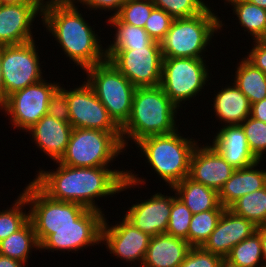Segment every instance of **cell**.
Instances as JSON below:
<instances>
[{
	"instance_id": "obj_38",
	"label": "cell",
	"mask_w": 266,
	"mask_h": 267,
	"mask_svg": "<svg viewBox=\"0 0 266 267\" xmlns=\"http://www.w3.org/2000/svg\"><path fill=\"white\" fill-rule=\"evenodd\" d=\"M173 20L174 18L164 10L154 7L144 29L154 41L160 42L170 29Z\"/></svg>"
},
{
	"instance_id": "obj_47",
	"label": "cell",
	"mask_w": 266,
	"mask_h": 267,
	"mask_svg": "<svg viewBox=\"0 0 266 267\" xmlns=\"http://www.w3.org/2000/svg\"><path fill=\"white\" fill-rule=\"evenodd\" d=\"M4 102V82L2 77V70H1V45H0V106Z\"/></svg>"
},
{
	"instance_id": "obj_18",
	"label": "cell",
	"mask_w": 266,
	"mask_h": 267,
	"mask_svg": "<svg viewBox=\"0 0 266 267\" xmlns=\"http://www.w3.org/2000/svg\"><path fill=\"white\" fill-rule=\"evenodd\" d=\"M257 226L225 208L215 230L201 246L205 251L226 258L232 248L256 232Z\"/></svg>"
},
{
	"instance_id": "obj_43",
	"label": "cell",
	"mask_w": 266,
	"mask_h": 267,
	"mask_svg": "<svg viewBox=\"0 0 266 267\" xmlns=\"http://www.w3.org/2000/svg\"><path fill=\"white\" fill-rule=\"evenodd\" d=\"M250 117L266 123V98L251 104Z\"/></svg>"
},
{
	"instance_id": "obj_30",
	"label": "cell",
	"mask_w": 266,
	"mask_h": 267,
	"mask_svg": "<svg viewBox=\"0 0 266 267\" xmlns=\"http://www.w3.org/2000/svg\"><path fill=\"white\" fill-rule=\"evenodd\" d=\"M228 209L257 227L266 226V186L240 197Z\"/></svg>"
},
{
	"instance_id": "obj_12",
	"label": "cell",
	"mask_w": 266,
	"mask_h": 267,
	"mask_svg": "<svg viewBox=\"0 0 266 267\" xmlns=\"http://www.w3.org/2000/svg\"><path fill=\"white\" fill-rule=\"evenodd\" d=\"M105 55L136 88L160 85L163 61L161 47L105 50Z\"/></svg>"
},
{
	"instance_id": "obj_29",
	"label": "cell",
	"mask_w": 266,
	"mask_h": 267,
	"mask_svg": "<svg viewBox=\"0 0 266 267\" xmlns=\"http://www.w3.org/2000/svg\"><path fill=\"white\" fill-rule=\"evenodd\" d=\"M225 4L233 6V13L237 16L239 24L243 30L250 33L258 40L262 35L266 25V10L248 2L247 0H225Z\"/></svg>"
},
{
	"instance_id": "obj_8",
	"label": "cell",
	"mask_w": 266,
	"mask_h": 267,
	"mask_svg": "<svg viewBox=\"0 0 266 267\" xmlns=\"http://www.w3.org/2000/svg\"><path fill=\"white\" fill-rule=\"evenodd\" d=\"M21 193L29 206V220L32 222L39 244L53 230L72 227L88 208L75 202L57 201L44 194L32 181Z\"/></svg>"
},
{
	"instance_id": "obj_25",
	"label": "cell",
	"mask_w": 266,
	"mask_h": 267,
	"mask_svg": "<svg viewBox=\"0 0 266 267\" xmlns=\"http://www.w3.org/2000/svg\"><path fill=\"white\" fill-rule=\"evenodd\" d=\"M170 189L172 192H176V196L183 201L192 214L213 209H225L220 204L218 191L194 181L189 176Z\"/></svg>"
},
{
	"instance_id": "obj_40",
	"label": "cell",
	"mask_w": 266,
	"mask_h": 267,
	"mask_svg": "<svg viewBox=\"0 0 266 267\" xmlns=\"http://www.w3.org/2000/svg\"><path fill=\"white\" fill-rule=\"evenodd\" d=\"M48 114L63 122H69L68 99L61 85L51 95Z\"/></svg>"
},
{
	"instance_id": "obj_21",
	"label": "cell",
	"mask_w": 266,
	"mask_h": 267,
	"mask_svg": "<svg viewBox=\"0 0 266 267\" xmlns=\"http://www.w3.org/2000/svg\"><path fill=\"white\" fill-rule=\"evenodd\" d=\"M221 127L214 135L212 146L234 169H242L258 161L249 148L241 125Z\"/></svg>"
},
{
	"instance_id": "obj_50",
	"label": "cell",
	"mask_w": 266,
	"mask_h": 267,
	"mask_svg": "<svg viewBox=\"0 0 266 267\" xmlns=\"http://www.w3.org/2000/svg\"><path fill=\"white\" fill-rule=\"evenodd\" d=\"M258 40L266 42V25H265V29L263 31V35Z\"/></svg>"
},
{
	"instance_id": "obj_4",
	"label": "cell",
	"mask_w": 266,
	"mask_h": 267,
	"mask_svg": "<svg viewBox=\"0 0 266 267\" xmlns=\"http://www.w3.org/2000/svg\"><path fill=\"white\" fill-rule=\"evenodd\" d=\"M180 134L177 129L170 134L145 137L135 144L146 157V163L170 188L189 176L191 155L199 144Z\"/></svg>"
},
{
	"instance_id": "obj_44",
	"label": "cell",
	"mask_w": 266,
	"mask_h": 267,
	"mask_svg": "<svg viewBox=\"0 0 266 267\" xmlns=\"http://www.w3.org/2000/svg\"><path fill=\"white\" fill-rule=\"evenodd\" d=\"M256 232L260 235L262 255H263V264H264V267H266V226L257 227Z\"/></svg>"
},
{
	"instance_id": "obj_36",
	"label": "cell",
	"mask_w": 266,
	"mask_h": 267,
	"mask_svg": "<svg viewBox=\"0 0 266 267\" xmlns=\"http://www.w3.org/2000/svg\"><path fill=\"white\" fill-rule=\"evenodd\" d=\"M154 7L151 0H127L116 16L126 24L144 28Z\"/></svg>"
},
{
	"instance_id": "obj_3",
	"label": "cell",
	"mask_w": 266,
	"mask_h": 267,
	"mask_svg": "<svg viewBox=\"0 0 266 267\" xmlns=\"http://www.w3.org/2000/svg\"><path fill=\"white\" fill-rule=\"evenodd\" d=\"M179 109L164 93L160 86L137 87L132 101L129 119L121 127L124 148L128 141L137 143L152 135H164L175 132ZM176 119V120H175ZM128 139V140H126Z\"/></svg>"
},
{
	"instance_id": "obj_1",
	"label": "cell",
	"mask_w": 266,
	"mask_h": 267,
	"mask_svg": "<svg viewBox=\"0 0 266 267\" xmlns=\"http://www.w3.org/2000/svg\"><path fill=\"white\" fill-rule=\"evenodd\" d=\"M56 165L59 166L56 171L39 169L32 182L51 199L75 202L100 212L103 211L95 203V198L99 200V197H112L128 188L146 184L144 178L138 177L139 174L130 170L72 167L58 161Z\"/></svg>"
},
{
	"instance_id": "obj_39",
	"label": "cell",
	"mask_w": 266,
	"mask_h": 267,
	"mask_svg": "<svg viewBox=\"0 0 266 267\" xmlns=\"http://www.w3.org/2000/svg\"><path fill=\"white\" fill-rule=\"evenodd\" d=\"M222 257L205 251L200 247H191L184 261L178 267H219Z\"/></svg>"
},
{
	"instance_id": "obj_34",
	"label": "cell",
	"mask_w": 266,
	"mask_h": 267,
	"mask_svg": "<svg viewBox=\"0 0 266 267\" xmlns=\"http://www.w3.org/2000/svg\"><path fill=\"white\" fill-rule=\"evenodd\" d=\"M192 215L190 209L175 195L172 201L166 234L183 238L188 242V231Z\"/></svg>"
},
{
	"instance_id": "obj_48",
	"label": "cell",
	"mask_w": 266,
	"mask_h": 267,
	"mask_svg": "<svg viewBox=\"0 0 266 267\" xmlns=\"http://www.w3.org/2000/svg\"><path fill=\"white\" fill-rule=\"evenodd\" d=\"M247 1L266 10V0H247Z\"/></svg>"
},
{
	"instance_id": "obj_37",
	"label": "cell",
	"mask_w": 266,
	"mask_h": 267,
	"mask_svg": "<svg viewBox=\"0 0 266 267\" xmlns=\"http://www.w3.org/2000/svg\"><path fill=\"white\" fill-rule=\"evenodd\" d=\"M240 125L252 154L262 161V155L266 152V123L249 116Z\"/></svg>"
},
{
	"instance_id": "obj_31",
	"label": "cell",
	"mask_w": 266,
	"mask_h": 267,
	"mask_svg": "<svg viewBox=\"0 0 266 267\" xmlns=\"http://www.w3.org/2000/svg\"><path fill=\"white\" fill-rule=\"evenodd\" d=\"M226 259L239 267H264L260 235L254 232L250 237L238 243Z\"/></svg>"
},
{
	"instance_id": "obj_19",
	"label": "cell",
	"mask_w": 266,
	"mask_h": 267,
	"mask_svg": "<svg viewBox=\"0 0 266 267\" xmlns=\"http://www.w3.org/2000/svg\"><path fill=\"white\" fill-rule=\"evenodd\" d=\"M199 146L191 155L189 177L219 192L236 169L212 145Z\"/></svg>"
},
{
	"instance_id": "obj_9",
	"label": "cell",
	"mask_w": 266,
	"mask_h": 267,
	"mask_svg": "<svg viewBox=\"0 0 266 267\" xmlns=\"http://www.w3.org/2000/svg\"><path fill=\"white\" fill-rule=\"evenodd\" d=\"M208 71L204 58L163 57L159 86L179 108L204 89Z\"/></svg>"
},
{
	"instance_id": "obj_49",
	"label": "cell",
	"mask_w": 266,
	"mask_h": 267,
	"mask_svg": "<svg viewBox=\"0 0 266 267\" xmlns=\"http://www.w3.org/2000/svg\"><path fill=\"white\" fill-rule=\"evenodd\" d=\"M219 267H239V266H237L236 264L231 263L226 258H223L222 261L220 262Z\"/></svg>"
},
{
	"instance_id": "obj_15",
	"label": "cell",
	"mask_w": 266,
	"mask_h": 267,
	"mask_svg": "<svg viewBox=\"0 0 266 267\" xmlns=\"http://www.w3.org/2000/svg\"><path fill=\"white\" fill-rule=\"evenodd\" d=\"M104 218L102 225V240L110 254L129 263H140L142 266L151 236L136 228L125 217L116 225H108ZM136 261V262H135Z\"/></svg>"
},
{
	"instance_id": "obj_7",
	"label": "cell",
	"mask_w": 266,
	"mask_h": 267,
	"mask_svg": "<svg viewBox=\"0 0 266 267\" xmlns=\"http://www.w3.org/2000/svg\"><path fill=\"white\" fill-rule=\"evenodd\" d=\"M86 71V72H85ZM86 82L121 128L129 119L136 87L107 59L84 70Z\"/></svg>"
},
{
	"instance_id": "obj_26",
	"label": "cell",
	"mask_w": 266,
	"mask_h": 267,
	"mask_svg": "<svg viewBox=\"0 0 266 267\" xmlns=\"http://www.w3.org/2000/svg\"><path fill=\"white\" fill-rule=\"evenodd\" d=\"M108 24L116 29L113 42L105 50H131L139 47H160L144 28L122 22L116 15L108 18Z\"/></svg>"
},
{
	"instance_id": "obj_41",
	"label": "cell",
	"mask_w": 266,
	"mask_h": 267,
	"mask_svg": "<svg viewBox=\"0 0 266 267\" xmlns=\"http://www.w3.org/2000/svg\"><path fill=\"white\" fill-rule=\"evenodd\" d=\"M127 0H75L77 3H81L82 5L87 6V9L92 10H104L108 12L114 11V13L111 16H115L119 11L121 6L126 2Z\"/></svg>"
},
{
	"instance_id": "obj_2",
	"label": "cell",
	"mask_w": 266,
	"mask_h": 267,
	"mask_svg": "<svg viewBox=\"0 0 266 267\" xmlns=\"http://www.w3.org/2000/svg\"><path fill=\"white\" fill-rule=\"evenodd\" d=\"M75 4V0H44L41 21L66 57L84 71L104 62L106 55L100 37Z\"/></svg>"
},
{
	"instance_id": "obj_20",
	"label": "cell",
	"mask_w": 266,
	"mask_h": 267,
	"mask_svg": "<svg viewBox=\"0 0 266 267\" xmlns=\"http://www.w3.org/2000/svg\"><path fill=\"white\" fill-rule=\"evenodd\" d=\"M72 129L70 122H63L46 114L27 132L32 135L37 148L56 162L67 149Z\"/></svg>"
},
{
	"instance_id": "obj_27",
	"label": "cell",
	"mask_w": 266,
	"mask_h": 267,
	"mask_svg": "<svg viewBox=\"0 0 266 267\" xmlns=\"http://www.w3.org/2000/svg\"><path fill=\"white\" fill-rule=\"evenodd\" d=\"M237 64L234 84L248 98L250 104L266 98V74L245 57Z\"/></svg>"
},
{
	"instance_id": "obj_22",
	"label": "cell",
	"mask_w": 266,
	"mask_h": 267,
	"mask_svg": "<svg viewBox=\"0 0 266 267\" xmlns=\"http://www.w3.org/2000/svg\"><path fill=\"white\" fill-rule=\"evenodd\" d=\"M192 246L183 238L162 233L151 237L141 267H178Z\"/></svg>"
},
{
	"instance_id": "obj_24",
	"label": "cell",
	"mask_w": 266,
	"mask_h": 267,
	"mask_svg": "<svg viewBox=\"0 0 266 267\" xmlns=\"http://www.w3.org/2000/svg\"><path fill=\"white\" fill-rule=\"evenodd\" d=\"M221 87L213 98V109L216 118L225 125H240L250 116L251 104L248 98L234 84Z\"/></svg>"
},
{
	"instance_id": "obj_46",
	"label": "cell",
	"mask_w": 266,
	"mask_h": 267,
	"mask_svg": "<svg viewBox=\"0 0 266 267\" xmlns=\"http://www.w3.org/2000/svg\"><path fill=\"white\" fill-rule=\"evenodd\" d=\"M44 0H0V5H14L23 3H43Z\"/></svg>"
},
{
	"instance_id": "obj_23",
	"label": "cell",
	"mask_w": 266,
	"mask_h": 267,
	"mask_svg": "<svg viewBox=\"0 0 266 267\" xmlns=\"http://www.w3.org/2000/svg\"><path fill=\"white\" fill-rule=\"evenodd\" d=\"M261 160L254 164L237 169L219 190L220 204L229 208L240 197L262 189L266 186V169H256Z\"/></svg>"
},
{
	"instance_id": "obj_35",
	"label": "cell",
	"mask_w": 266,
	"mask_h": 267,
	"mask_svg": "<svg viewBox=\"0 0 266 267\" xmlns=\"http://www.w3.org/2000/svg\"><path fill=\"white\" fill-rule=\"evenodd\" d=\"M155 7L164 10L174 19L203 13L209 6L203 0H151Z\"/></svg>"
},
{
	"instance_id": "obj_13",
	"label": "cell",
	"mask_w": 266,
	"mask_h": 267,
	"mask_svg": "<svg viewBox=\"0 0 266 267\" xmlns=\"http://www.w3.org/2000/svg\"><path fill=\"white\" fill-rule=\"evenodd\" d=\"M69 105V122L73 128H87L111 133H121V128L109 116L93 88L84 81L82 85L66 90Z\"/></svg>"
},
{
	"instance_id": "obj_11",
	"label": "cell",
	"mask_w": 266,
	"mask_h": 267,
	"mask_svg": "<svg viewBox=\"0 0 266 267\" xmlns=\"http://www.w3.org/2000/svg\"><path fill=\"white\" fill-rule=\"evenodd\" d=\"M48 80L27 86L6 97L0 110L10 117L14 129L27 132L43 116L48 114V105L53 92L60 86L59 82ZM16 127V128H15Z\"/></svg>"
},
{
	"instance_id": "obj_14",
	"label": "cell",
	"mask_w": 266,
	"mask_h": 267,
	"mask_svg": "<svg viewBox=\"0 0 266 267\" xmlns=\"http://www.w3.org/2000/svg\"><path fill=\"white\" fill-rule=\"evenodd\" d=\"M104 212L88 209L72 227L53 230L41 244L40 249L54 251H79L89 246L99 245L102 240ZM87 246V247H86Z\"/></svg>"
},
{
	"instance_id": "obj_16",
	"label": "cell",
	"mask_w": 266,
	"mask_h": 267,
	"mask_svg": "<svg viewBox=\"0 0 266 267\" xmlns=\"http://www.w3.org/2000/svg\"><path fill=\"white\" fill-rule=\"evenodd\" d=\"M43 3L0 5V45H18L34 40V19L42 16ZM39 14V15H38Z\"/></svg>"
},
{
	"instance_id": "obj_28",
	"label": "cell",
	"mask_w": 266,
	"mask_h": 267,
	"mask_svg": "<svg viewBox=\"0 0 266 267\" xmlns=\"http://www.w3.org/2000/svg\"><path fill=\"white\" fill-rule=\"evenodd\" d=\"M33 248L40 251V244L30 220L20 230L0 241L1 255L25 264H28L29 254Z\"/></svg>"
},
{
	"instance_id": "obj_6",
	"label": "cell",
	"mask_w": 266,
	"mask_h": 267,
	"mask_svg": "<svg viewBox=\"0 0 266 267\" xmlns=\"http://www.w3.org/2000/svg\"><path fill=\"white\" fill-rule=\"evenodd\" d=\"M123 150L121 133L73 128L58 162L72 167H109Z\"/></svg>"
},
{
	"instance_id": "obj_5",
	"label": "cell",
	"mask_w": 266,
	"mask_h": 267,
	"mask_svg": "<svg viewBox=\"0 0 266 267\" xmlns=\"http://www.w3.org/2000/svg\"><path fill=\"white\" fill-rule=\"evenodd\" d=\"M211 7L192 17L174 19L160 41L163 57L204 58L214 33L225 26ZM202 56V57H201Z\"/></svg>"
},
{
	"instance_id": "obj_33",
	"label": "cell",
	"mask_w": 266,
	"mask_h": 267,
	"mask_svg": "<svg viewBox=\"0 0 266 267\" xmlns=\"http://www.w3.org/2000/svg\"><path fill=\"white\" fill-rule=\"evenodd\" d=\"M25 205L28 206L26 198L19 194L13 205H10L11 208L0 211V241L20 230L29 221V213L23 210Z\"/></svg>"
},
{
	"instance_id": "obj_45",
	"label": "cell",
	"mask_w": 266,
	"mask_h": 267,
	"mask_svg": "<svg viewBox=\"0 0 266 267\" xmlns=\"http://www.w3.org/2000/svg\"><path fill=\"white\" fill-rule=\"evenodd\" d=\"M26 264L0 254V267H24Z\"/></svg>"
},
{
	"instance_id": "obj_42",
	"label": "cell",
	"mask_w": 266,
	"mask_h": 267,
	"mask_svg": "<svg viewBox=\"0 0 266 267\" xmlns=\"http://www.w3.org/2000/svg\"><path fill=\"white\" fill-rule=\"evenodd\" d=\"M255 44L245 58L266 74V42L254 40Z\"/></svg>"
},
{
	"instance_id": "obj_17",
	"label": "cell",
	"mask_w": 266,
	"mask_h": 267,
	"mask_svg": "<svg viewBox=\"0 0 266 267\" xmlns=\"http://www.w3.org/2000/svg\"><path fill=\"white\" fill-rule=\"evenodd\" d=\"M174 196L155 193L147 200L132 204L124 215L136 228L154 237L166 233Z\"/></svg>"
},
{
	"instance_id": "obj_10",
	"label": "cell",
	"mask_w": 266,
	"mask_h": 267,
	"mask_svg": "<svg viewBox=\"0 0 266 267\" xmlns=\"http://www.w3.org/2000/svg\"><path fill=\"white\" fill-rule=\"evenodd\" d=\"M35 40L1 46V70L4 82V101L13 92L43 80Z\"/></svg>"
},
{
	"instance_id": "obj_32",
	"label": "cell",
	"mask_w": 266,
	"mask_h": 267,
	"mask_svg": "<svg viewBox=\"0 0 266 267\" xmlns=\"http://www.w3.org/2000/svg\"><path fill=\"white\" fill-rule=\"evenodd\" d=\"M224 209H213L193 214L188 231V243L200 247L215 230Z\"/></svg>"
}]
</instances>
